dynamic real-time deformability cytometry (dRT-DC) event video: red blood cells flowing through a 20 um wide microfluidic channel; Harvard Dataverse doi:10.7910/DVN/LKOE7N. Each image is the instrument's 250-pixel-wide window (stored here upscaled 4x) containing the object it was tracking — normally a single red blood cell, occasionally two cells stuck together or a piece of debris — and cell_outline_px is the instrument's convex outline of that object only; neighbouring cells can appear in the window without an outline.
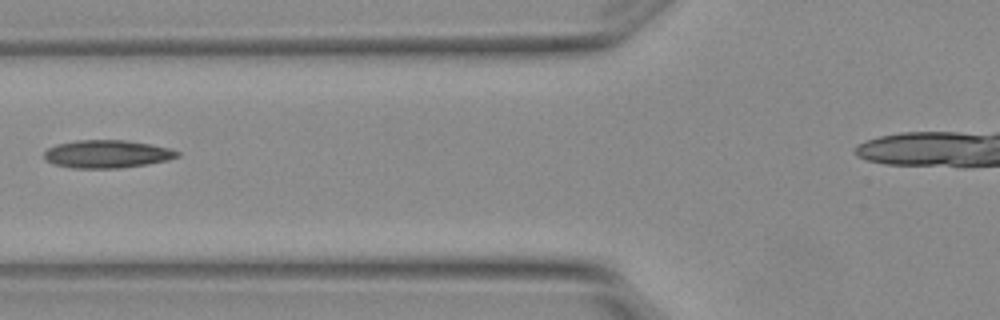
{"species": "Egyptian fruit bat (a non-hibernating species)", "species_latin": "Rousettus aegyptiacus", "temperature_condition": "warm", "stored_images_in_passage": 2, "camera_frame_rate_fps": 3000, "um_per_image_px": 0.085, "animal": {"sex": "female"}, "frame": {"image": 1, "passage_image": 2, "time_ms": 0.333, "image_size_px": [1000, 320], "cell_outline_px": [[180, 156], [168, 160], [120, 168], [72, 168], [52, 164], [44, 160], [44, 152], [48, 148], [56, 144], [76, 140], [124, 140], [152, 144], [172, 148], [180, 152]], "centroid_in_image_um": [9.09, 13.09], "position_along_channel_um": 116.7, "area_um2": 21.85}}